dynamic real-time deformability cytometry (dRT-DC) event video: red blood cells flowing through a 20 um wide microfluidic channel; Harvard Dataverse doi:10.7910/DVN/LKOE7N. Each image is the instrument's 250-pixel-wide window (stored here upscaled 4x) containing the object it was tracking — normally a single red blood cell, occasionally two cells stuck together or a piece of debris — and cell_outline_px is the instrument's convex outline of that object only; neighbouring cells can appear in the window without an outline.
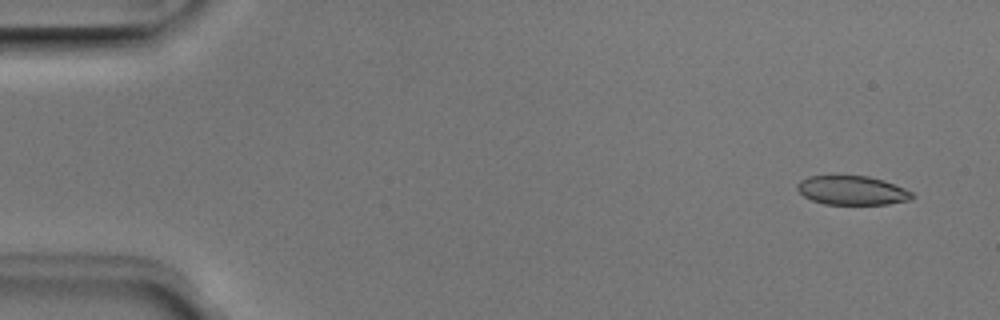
{"species": "Egyptian fruit bat (a non-hibernating species)", "species_latin": "Rousettus aegyptiacus", "temperature_condition": "room temperature", "stored_images_in_passage": 49, "camera_frame_rate_fps": 3000, "um_per_image_px": 0.085, "animal": {"sex": "male"}, "frame": {"image": 1, "passage_image": 1, "time_ms": 0.0, "image_size_px": [1000, 320], "cell_outline_px": [[916, 196], [908, 200], [888, 204], [824, 204], [812, 200], [804, 196], [796, 188], [796, 184], [800, 180], [808, 176], [868, 176], [884, 180], [904, 188], [912, 192]], "centroid_in_image_um": [72.42, 16.18], "position_along_channel_um": 12.6, "area_um2": 19.42}}
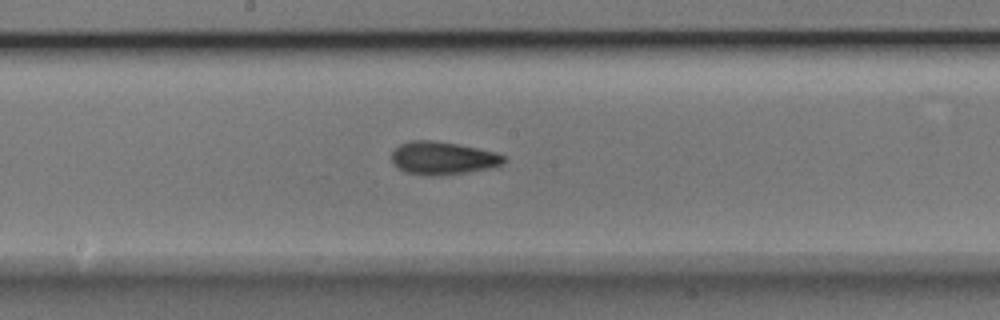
{"frame": {"image": 2, "passage_image": 25, "time_ms": 8.0, "image_size_px": [1000, 320], "cell_outline_px": [[508, 160], [504, 164], [492, 168], [468, 172], [440, 176], [424, 176], [404, 172], [396, 168], [392, 164], [392, 152], [400, 144], [412, 140], [432, 140], [456, 144], [496, 152], [504, 156]], "centroid_in_image_um": [37.63, 13.46], "position_along_channel_um": 210.6, "area_um2": 21.91}}
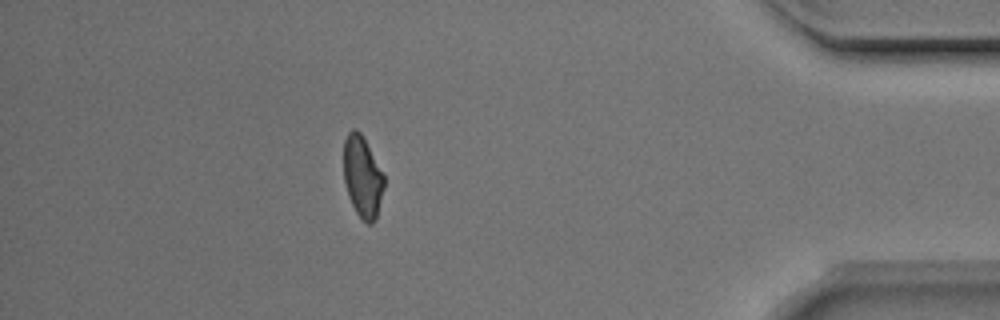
{"frame": {"image": 3, "passage_image": 43, "time_ms": 14.0, "image_size_px": [1000, 320], "cell_outline_px": [[384, 188], [376, 220], [372, 224], [368, 224], [356, 212], [348, 196], [344, 180], [344, 140], [348, 132], [352, 128], [356, 128], [364, 136], [384, 176]], "centroid_in_image_um": [30.81, 15.0], "position_along_channel_um": 404.4, "area_um2": 19.25}, "authors_computed_cell_mechanics": {"area_um2": 20.5768, "velocity_mm_per_s": 3.9804, "shape_relaxation_time_tau1_ms": 4.3596, "shape_relaxation_time_tau2_ms": 3.0889, "deformation_change_tau1": 0.1284, "deformation_change_tau2": 0.0869}}